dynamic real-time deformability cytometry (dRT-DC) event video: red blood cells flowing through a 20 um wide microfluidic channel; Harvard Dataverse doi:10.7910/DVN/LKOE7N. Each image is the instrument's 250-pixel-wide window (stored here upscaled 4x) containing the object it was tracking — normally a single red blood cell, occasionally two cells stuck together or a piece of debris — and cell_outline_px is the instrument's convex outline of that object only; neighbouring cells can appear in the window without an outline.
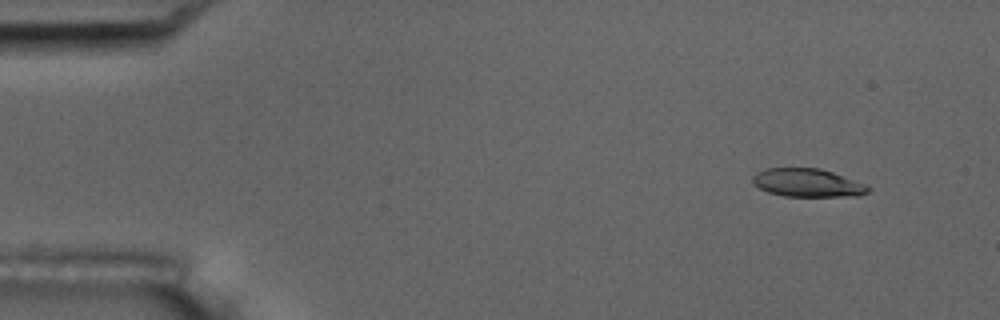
{"species": "common noctule bat (a hibernating species)", "species_latin": "Nyctalus noctula", "temperature_condition": "room temperature", "stored_images_in_passage": 5, "camera_frame_rate_fps": 3000, "um_per_image_px": 0.085, "animal": {"sex": "male", "body_mass_g": 17.5, "forearm_length_mm": 52.3}, "frame": {"image": 1, "passage_image": 2, "time_ms": 1.0, "image_size_px": [1000, 320], "cell_outline_px": [[872, 188], [868, 192], [860, 196], [784, 196], [768, 192], [760, 188], [752, 180], [752, 176], [756, 172], [764, 168], [820, 168], [868, 184]], "centroid_in_image_um": [68.68, 15.53], "position_along_channel_um": 16.3, "area_um2": 19.13}}
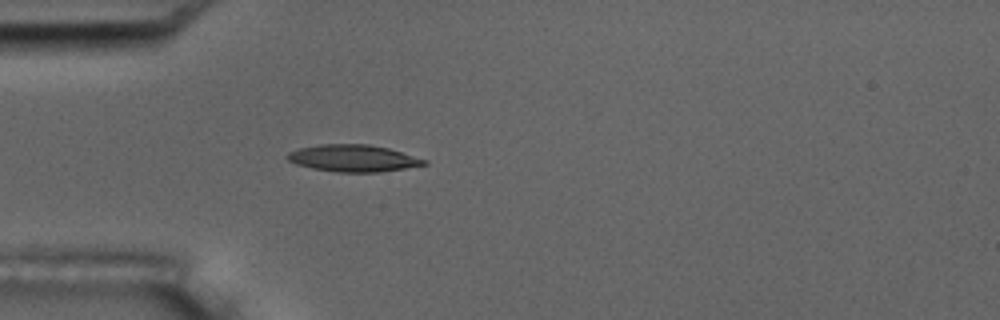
{"frame": {"image": 2, "passage_image": 5, "time_ms": 4.667, "image_size_px": [1000, 320], "cell_outline_px": [[428, 164], [380, 172], [336, 172], [312, 168], [296, 164], [288, 160], [284, 156], [288, 152], [300, 148], [320, 144], [368, 144], [388, 148], [428, 160]], "centroid_in_image_um": [30.0, 13.45], "position_along_channel_um": 55.0, "area_um2": 21.44}}